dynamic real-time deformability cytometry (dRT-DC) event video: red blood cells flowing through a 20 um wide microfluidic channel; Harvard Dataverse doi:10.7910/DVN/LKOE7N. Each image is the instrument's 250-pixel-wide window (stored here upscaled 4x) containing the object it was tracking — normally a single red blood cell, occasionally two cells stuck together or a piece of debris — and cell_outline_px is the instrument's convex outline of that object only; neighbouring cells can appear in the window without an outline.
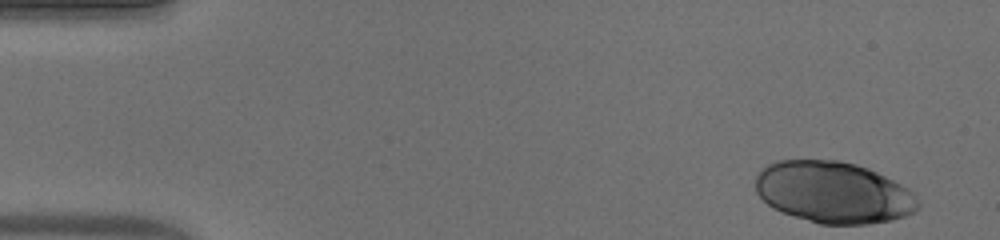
{"species": "human", "species_latin": "Homo sapiens", "temperature_condition": "warm", "stored_images_in_passage": 50, "camera_frame_rate_fps": 3000, "um_per_image_px": 0.085, "donor": {"sex": "male"}, "frame": {"image": 1, "passage_image": 1, "time_ms": 0.0, "image_size_px": [1000, 240], "cell_outline_px": [[920, 208], [904, 216], [892, 220], [868, 224], [820, 224], [780, 212], [772, 208], [756, 192], [756, 176], [768, 164], [776, 160], [840, 160], [856, 164], [868, 168], [908, 188], [912, 192], [920, 204]], "centroid_in_image_um": [70.84, 16.35], "position_along_channel_um": 14.2, "area_um2": 58.26}}
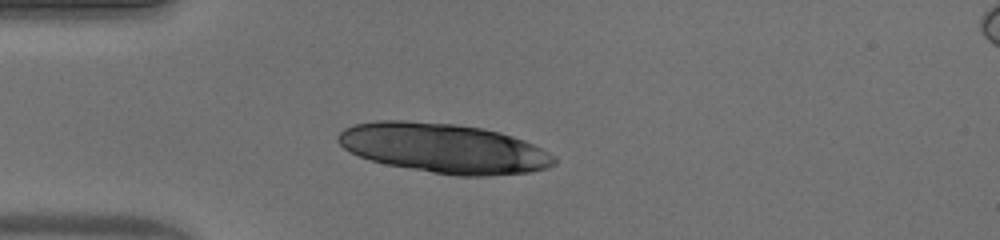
{"frame": {"image": 2, "passage_image": 12, "time_ms": 3.667, "image_size_px": [1000, 240], "cell_outline_px": [[556, 164], [548, 168], [528, 172], [484, 176], [456, 176], [432, 172], [388, 164], [372, 160], [360, 156], [344, 148], [336, 140], [336, 136], [344, 128], [356, 124], [376, 120], [404, 120], [456, 124], [484, 128], [500, 132], [524, 140], [548, 152], [556, 160]], "centroid_in_image_um": [37.72, 12.59], "position_along_channel_um": 47.3, "area_um2": 62.25}}